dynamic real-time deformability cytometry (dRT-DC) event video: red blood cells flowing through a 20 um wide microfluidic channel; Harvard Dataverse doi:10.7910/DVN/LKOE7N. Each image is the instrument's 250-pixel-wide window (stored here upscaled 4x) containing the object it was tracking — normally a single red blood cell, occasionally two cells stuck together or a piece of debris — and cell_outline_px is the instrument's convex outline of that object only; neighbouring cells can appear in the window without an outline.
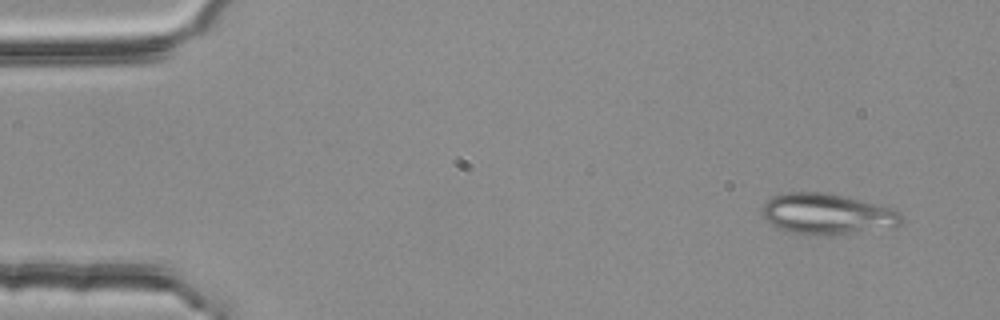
{"species": "common noctule bat (a hibernating species)", "species_latin": "Nyctalus noctula", "temperature_condition": "room temperature", "stored_images_in_passage": 4, "camera_frame_rate_fps": 3000, "um_per_image_px": 0.085, "animal": {"sex": "female", "body_mass_g": 25.1}, "frame": {"image": 1, "passage_image": 1, "time_ms": 0.0, "image_size_px": [1000, 320], "cell_outline_px": [[904, 220], [896, 228], [848, 232], [792, 232], [780, 228], [772, 224], [760, 212], [760, 208], [772, 196], [788, 192], [824, 192], [844, 196], [888, 208], [900, 212]], "centroid_in_image_um": [70.31, 18.14], "position_along_channel_um": 14.7, "area_um2": 31.91}}